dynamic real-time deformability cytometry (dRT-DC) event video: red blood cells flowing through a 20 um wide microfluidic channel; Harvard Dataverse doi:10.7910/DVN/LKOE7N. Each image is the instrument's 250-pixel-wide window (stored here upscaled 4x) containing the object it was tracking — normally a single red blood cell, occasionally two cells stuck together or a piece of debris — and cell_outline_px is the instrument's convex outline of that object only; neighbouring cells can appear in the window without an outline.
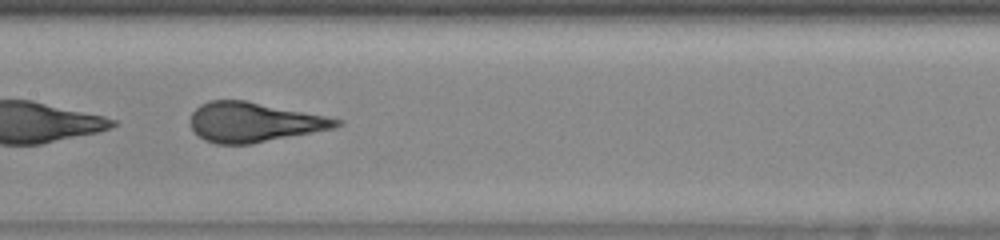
{"species": "human", "species_latin": "Homo sapiens", "temperature_condition": "warm", "stored_images_in_passage": 35, "camera_frame_rate_fps": 3000, "um_per_image_px": 0.085, "donor": {"sex": "female"}, "frame": {"image": 1, "passage_image": 11, "time_ms": 3.333, "image_size_px": [1000, 240], "cell_outline_px": [[344, 124], [332, 128], [252, 144], [216, 144], [204, 140], [192, 128], [192, 112], [200, 104], [208, 100], [244, 100], [344, 120]], "centroid_in_image_um": [21.56, 10.39], "position_along_channel_um": 185.8, "area_um2": 33.29}, "authors_computed_cell_mechanics": {"area_um2": 34.391, "velocity_mm_per_s": 4.2225, "shape_relaxation_time_tau1_ms": 3.5316, "shape_relaxation_time_tau2_ms": null, "deformation_change_tau1": 0.2318, "deformation_change_tau2": null}}